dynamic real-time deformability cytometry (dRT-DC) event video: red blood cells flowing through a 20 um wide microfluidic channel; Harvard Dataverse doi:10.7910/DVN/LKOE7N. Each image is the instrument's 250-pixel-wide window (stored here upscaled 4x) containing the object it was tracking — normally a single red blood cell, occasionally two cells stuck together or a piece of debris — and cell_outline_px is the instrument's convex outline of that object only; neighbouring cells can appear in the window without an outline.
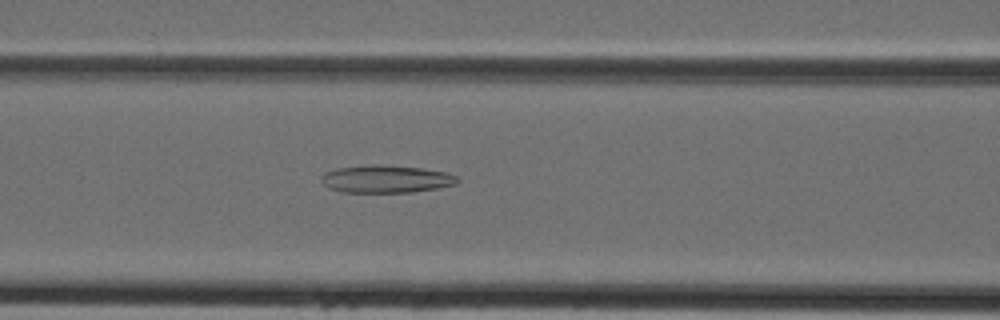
{"species": "Egyptian fruit bat (a non-hibernating species)", "species_latin": "Rousettus aegyptiacus", "temperature_condition": "cold", "stored_images_in_passage": 39, "camera_frame_rate_fps": 3000, "um_per_image_px": 0.085, "animal": {"sex": "female"}, "frame": {"image": 1, "passage_image": 13, "time_ms": 4.0, "image_size_px": [1000, 320], "cell_outline_px": [[460, 180], [456, 184], [436, 188], [412, 192], [344, 192], [328, 188], [320, 180], [320, 176], [324, 172], [336, 168], [372, 164], [420, 168], [448, 172], [456, 176]], "centroid_in_image_um": [32.79, 15.21], "position_along_channel_um": 133.8, "area_um2": 21.91}}
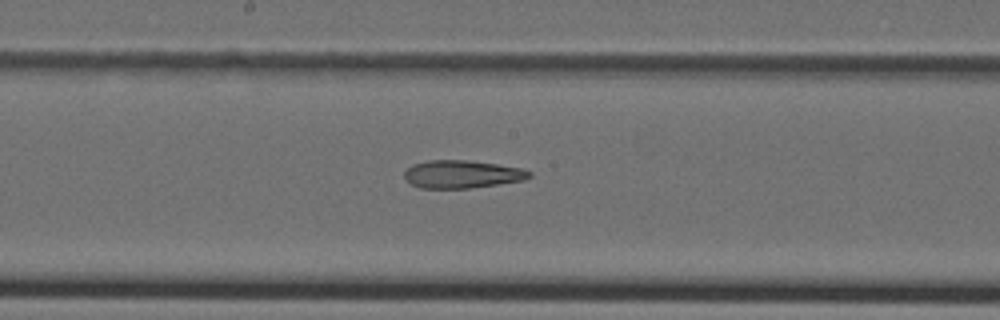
{"frame": {"image": 2, "passage_image": 18, "time_ms": 5.667, "image_size_px": [1000, 320], "cell_outline_px": [[532, 176], [524, 180], [472, 188], [420, 188], [404, 180], [404, 172], [412, 164], [428, 160], [464, 160], [496, 164], [524, 168], [532, 172]], "centroid_in_image_um": [39.27, 14.81], "position_along_channel_um": 208.9, "area_um2": 20.4}}
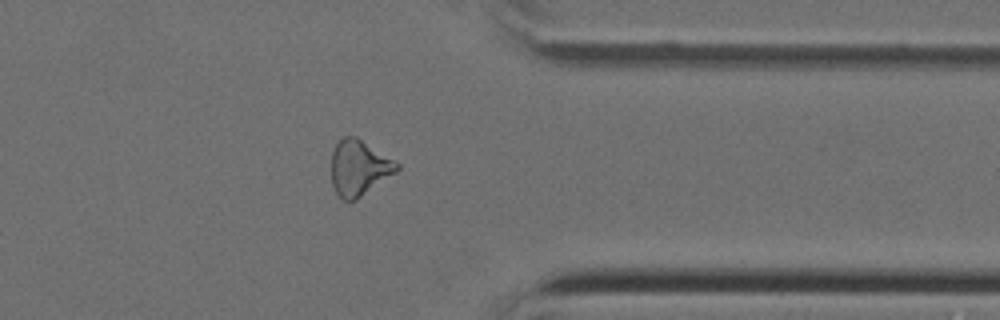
{"frame": {"image": 3, "passage_image": 30, "time_ms": 9.667, "image_size_px": [1000, 320], "cell_outline_px": [[400, 168], [396, 172], [356, 200], [344, 200], [336, 192], [332, 184], [332, 152], [336, 144], [344, 136], [356, 136], [400, 164]], "centroid_in_image_um": [30.52, 14.26], "position_along_channel_um": 380.9, "area_um2": 20.92}}